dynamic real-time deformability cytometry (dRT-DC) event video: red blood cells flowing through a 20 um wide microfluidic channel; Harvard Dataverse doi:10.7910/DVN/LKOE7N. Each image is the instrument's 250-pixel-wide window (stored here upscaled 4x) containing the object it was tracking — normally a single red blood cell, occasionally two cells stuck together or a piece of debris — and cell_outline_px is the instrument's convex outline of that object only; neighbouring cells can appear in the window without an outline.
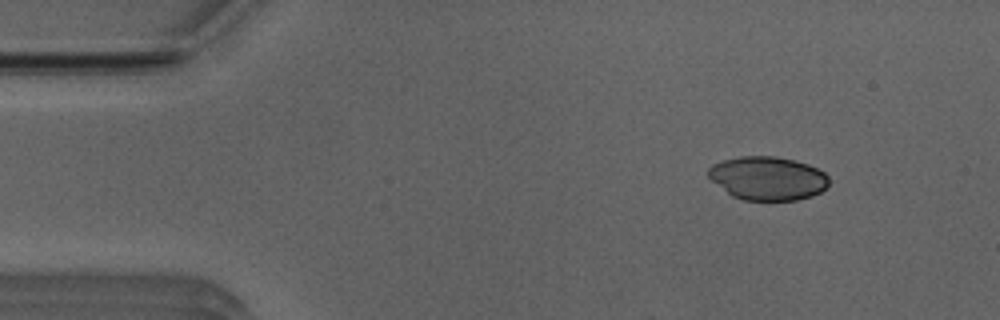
{"species": "Egyptian fruit bat (a non-hibernating species)", "species_latin": "Rousettus aegyptiacus", "temperature_condition": "room temperature", "stored_images_in_passage": 9, "camera_frame_rate_fps": 3000, "um_per_image_px": 0.085, "animal": {"sex": "male"}, "frame": {"image": 1, "passage_image": 2, "time_ms": 0.333, "image_size_px": [1000, 320], "cell_outline_px": [[828, 184], [820, 192], [812, 196], [796, 200], [744, 200], [732, 196], [712, 180], [708, 176], [708, 168], [712, 164], [724, 160], [740, 156], [776, 156], [808, 164], [824, 172], [828, 176]], "centroid_in_image_um": [65.25, 15.15], "position_along_channel_um": 19.8, "area_um2": 30.46}}